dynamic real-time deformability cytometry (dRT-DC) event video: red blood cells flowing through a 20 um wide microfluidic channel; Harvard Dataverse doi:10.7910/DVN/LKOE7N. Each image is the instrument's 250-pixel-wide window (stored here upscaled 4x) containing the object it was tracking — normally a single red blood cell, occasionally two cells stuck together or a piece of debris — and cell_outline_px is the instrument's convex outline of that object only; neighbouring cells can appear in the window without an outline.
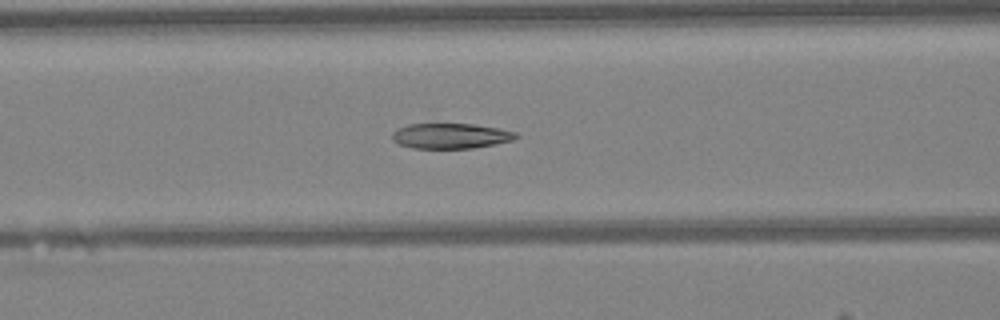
{"species": "Egyptian fruit bat (a non-hibernating species)", "species_latin": "Rousettus aegyptiacus", "temperature_condition": "warm", "stored_images_in_passage": 31, "camera_frame_rate_fps": 3000, "um_per_image_px": 0.085, "animal": {"sex": "female"}, "frame": {"image": 1, "passage_image": 5, "time_ms": 1.333, "image_size_px": [1000, 320], "cell_outline_px": [[520, 136], [512, 140], [472, 148], [412, 148], [400, 144], [392, 140], [392, 132], [396, 128], [408, 124], [472, 124], [496, 128], [516, 132]], "centroid_in_image_um": [38.26, 11.55], "position_along_channel_um": 128.3, "area_um2": 18.09}}
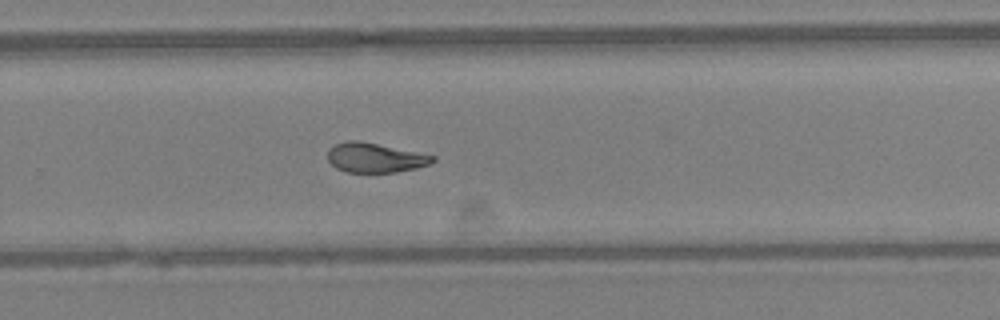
{"frame": {"image": 2, "passage_image": 17, "time_ms": 5.333, "image_size_px": [1000, 320], "cell_outline_px": [[436, 160], [428, 164], [416, 168], [396, 172], [348, 172], [336, 168], [328, 160], [328, 148], [336, 144], [348, 140], [356, 140], [436, 156]], "centroid_in_image_um": [31.85, 13.41], "position_along_channel_um": 297.9, "area_um2": 17.8}}
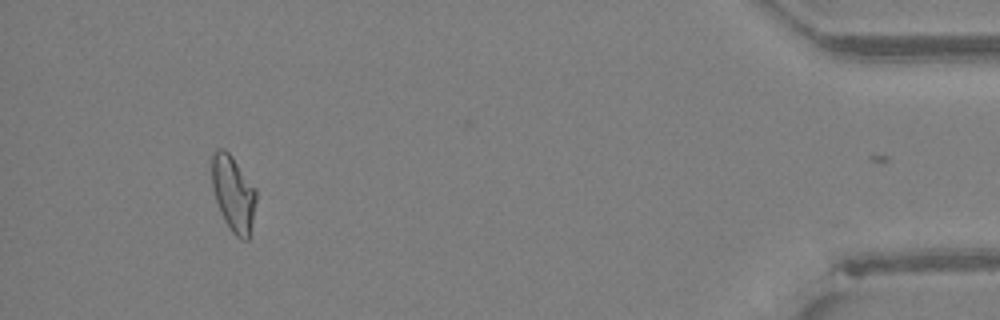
{"frame": {"image": 3, "passage_image": 30, "time_ms": 9.667, "image_size_px": [1000, 320], "cell_outline_px": [[256, 200], [248, 240], [240, 240], [228, 228], [224, 220], [216, 200], [212, 188], [212, 152], [216, 148], [224, 148], [232, 156], [256, 188]], "centroid_in_image_um": [19.82, 16.43], "position_along_channel_um": 415.4, "area_um2": 19.59}}